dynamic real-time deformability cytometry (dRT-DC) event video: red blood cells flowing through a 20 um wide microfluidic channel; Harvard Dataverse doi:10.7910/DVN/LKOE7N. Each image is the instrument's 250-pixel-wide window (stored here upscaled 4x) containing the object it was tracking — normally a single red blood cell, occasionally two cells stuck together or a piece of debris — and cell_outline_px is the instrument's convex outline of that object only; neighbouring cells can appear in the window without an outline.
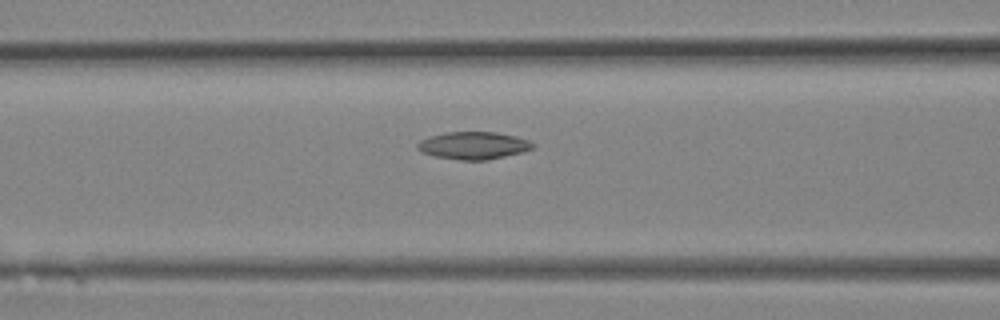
{"species": "Egyptian fruit bat (a non-hibernating species)", "species_latin": "Rousettus aegyptiacus", "temperature_condition": "room temperature", "stored_images_in_passage": 18, "camera_frame_rate_fps": 3000, "um_per_image_px": 0.085, "animal": {"sex": "female"}, "frame": {"image": 1, "passage_image": 11, "time_ms": 3.333, "image_size_px": [1000, 320], "cell_outline_px": [[536, 148], [488, 160], [460, 160], [436, 156], [424, 152], [416, 148], [416, 144], [420, 140], [428, 136], [448, 132], [496, 132], [516, 136], [528, 140], [536, 144]], "centroid_in_image_um": [40.26, 12.36], "position_along_channel_um": 126.3, "area_um2": 18.44}}
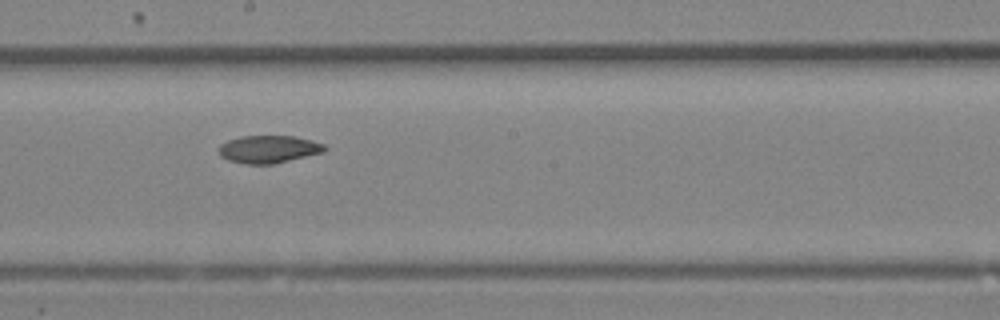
{"frame": {"image": 2, "passage_image": 15, "time_ms": 4.667, "image_size_px": [1000, 320], "cell_outline_px": [[328, 148], [324, 152], [272, 164], [244, 164], [228, 160], [220, 156], [216, 148], [220, 144], [228, 140], [240, 136], [296, 136], [324, 144]], "centroid_in_image_um": [22.79, 12.68], "position_along_channel_um": 225.4, "area_um2": 17.17}}
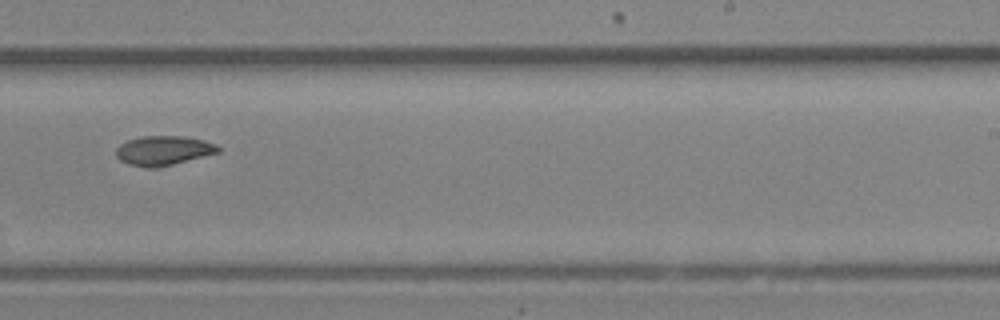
{"frame": {"image": 3, "passage_image": 17, "time_ms": 5.333, "image_size_px": [1000, 320], "cell_outline_px": [[220, 152], [160, 168], [148, 168], [128, 164], [120, 160], [116, 156], [116, 148], [120, 144], [128, 140], [144, 136], [184, 136], [204, 140], [216, 144], [220, 148]], "centroid_in_image_um": [13.9, 12.81], "position_along_channel_um": 275.1, "area_um2": 17.69}}